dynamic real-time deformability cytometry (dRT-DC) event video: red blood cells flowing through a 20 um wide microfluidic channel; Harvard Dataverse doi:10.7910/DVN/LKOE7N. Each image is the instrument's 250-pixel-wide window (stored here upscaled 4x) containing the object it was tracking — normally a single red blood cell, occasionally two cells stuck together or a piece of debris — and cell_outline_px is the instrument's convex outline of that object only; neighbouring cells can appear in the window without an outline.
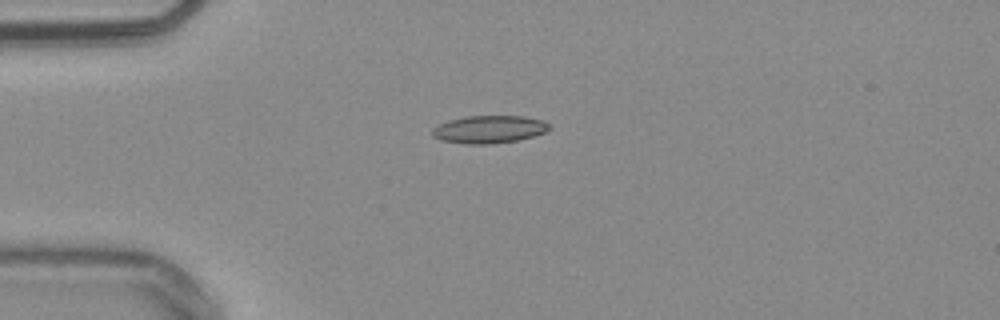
{"species": "common noctule bat (a hibernating species)", "species_latin": "Nyctalus noctula", "temperature_condition": "warm", "stored_images_in_passage": 41, "camera_frame_rate_fps": 3000, "um_per_image_px": 0.085, "animal": {"sex": "male", "body_mass_g": 20.4}, "frame": {"image": 1, "passage_image": 1, "time_ms": 0.0, "image_size_px": [1000, 320], "cell_outline_px": [[552, 128], [544, 132], [520, 140], [492, 144], [464, 144], [440, 140], [432, 136], [432, 128], [448, 120], [464, 116], [524, 116], [544, 120]], "centroid_in_image_um": [41.56, 11.0], "position_along_channel_um": 43.4, "area_um2": 19.07}}
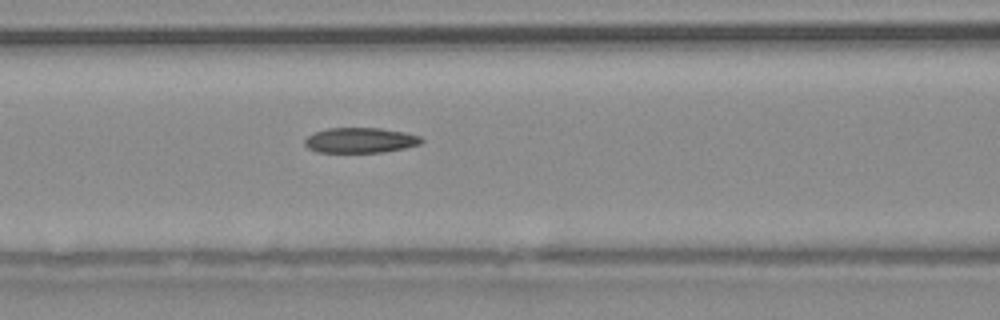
{"frame": {"image": 2, "passage_image": 10, "time_ms": 3.0, "image_size_px": [1000, 320], "cell_outline_px": [[424, 140], [420, 144], [404, 148], [384, 152], [316, 152], [308, 148], [304, 144], [304, 140], [308, 136], [316, 132], [328, 128], [380, 128], [404, 132], [420, 136]], "centroid_in_image_um": [30.63, 11.92], "position_along_channel_um": 136.0, "area_um2": 17.11}}
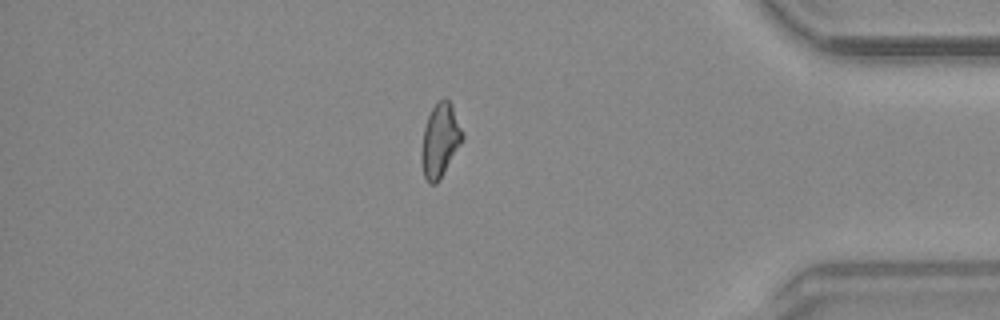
{"frame": {"image": 3, "passage_image": 33, "time_ms": 10.667, "image_size_px": [1000, 320], "cell_outline_px": [[464, 140], [436, 184], [428, 184], [424, 176], [420, 156], [420, 152], [424, 128], [428, 116], [432, 108], [444, 96], [452, 104], [464, 136]], "centroid_in_image_um": [37.4, 11.93], "position_along_channel_um": 397.8, "area_um2": 17.57}, "authors_computed_cell_mechanics": {"area_um2": 17.5712, "velocity_mm_per_s": 3.824, "shape_relaxation_time_tau1_ms": null, "shape_relaxation_time_tau2_ms": 7.5284, "deformation_change_tau1": null, "deformation_change_tau2": 0.1554}}